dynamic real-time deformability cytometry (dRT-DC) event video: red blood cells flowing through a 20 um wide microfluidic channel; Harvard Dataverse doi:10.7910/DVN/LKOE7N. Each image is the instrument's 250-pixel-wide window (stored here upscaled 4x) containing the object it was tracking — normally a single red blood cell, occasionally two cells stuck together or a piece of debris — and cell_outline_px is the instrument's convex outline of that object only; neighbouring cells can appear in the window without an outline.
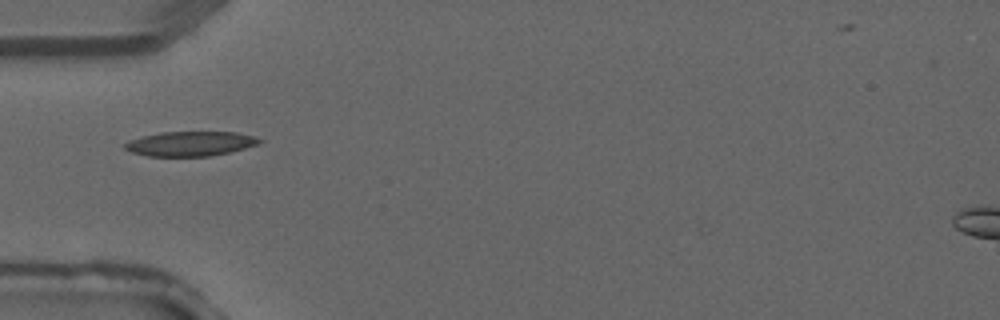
{"species": "common noctule bat (a hibernating species)", "species_latin": "Nyctalus noctula", "temperature_condition": "warm", "stored_images_in_passage": 4, "camera_frame_rate_fps": 3000, "um_per_image_px": 0.085, "animal": {"sex": "male", "forearm_length_mm": 52.5}, "frame": {"image": 1, "passage_image": 4, "time_ms": 1.0, "image_size_px": [1000, 320], "cell_outline_px": [[264, 140], [260, 144], [228, 152], [208, 156], [148, 156], [132, 152], [124, 148], [124, 144], [128, 140], [160, 132], [236, 132], [256, 136]], "centroid_in_image_um": [16.2, 12.2], "position_along_channel_um": 68.8, "area_um2": 19.31}}